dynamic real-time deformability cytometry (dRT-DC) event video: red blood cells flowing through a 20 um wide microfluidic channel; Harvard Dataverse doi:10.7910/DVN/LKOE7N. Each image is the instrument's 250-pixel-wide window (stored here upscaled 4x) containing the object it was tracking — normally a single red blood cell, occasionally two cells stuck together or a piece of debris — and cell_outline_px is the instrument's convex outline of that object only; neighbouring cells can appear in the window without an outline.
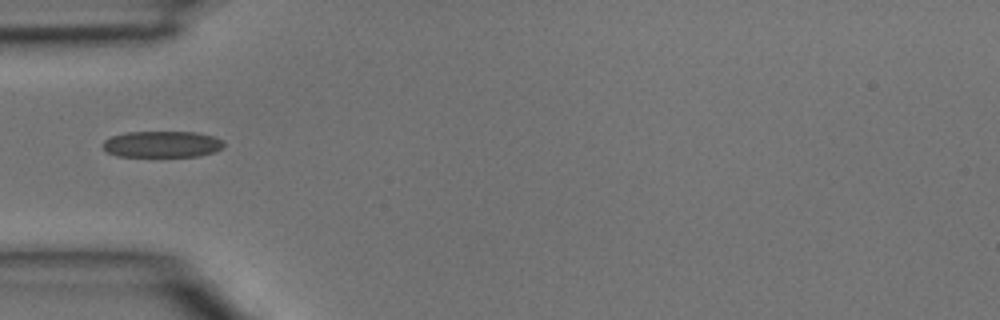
{"species": "common noctule bat (a hibernating species)", "species_latin": "Nyctalus noctula", "temperature_condition": "room temperature", "stored_images_in_passage": 5, "camera_frame_rate_fps": 3000, "um_per_image_px": 0.085, "animal": {"sex": "male", "body_mass_g": 15.6}, "frame": {"image": 1, "passage_image": 4, "time_ms": 1.0, "image_size_px": [1000, 320], "cell_outline_px": [[224, 148], [216, 152], [200, 156], [116, 156], [108, 152], [104, 148], [104, 140], [112, 136], [128, 132], [196, 132], [212, 136], [224, 140]], "centroid_in_image_um": [13.84, 12.26], "position_along_channel_um": 71.2, "area_um2": 18.61}}